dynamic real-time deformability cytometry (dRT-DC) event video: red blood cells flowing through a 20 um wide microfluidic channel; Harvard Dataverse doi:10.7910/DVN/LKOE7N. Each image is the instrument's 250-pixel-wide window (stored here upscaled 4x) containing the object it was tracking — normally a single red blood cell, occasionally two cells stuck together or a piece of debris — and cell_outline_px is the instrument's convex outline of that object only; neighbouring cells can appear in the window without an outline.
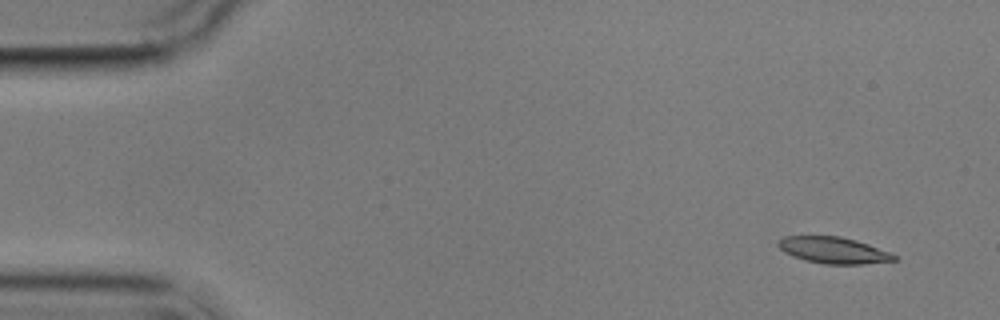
{"species": "common noctule bat (a hibernating species)", "species_latin": "Nyctalus noctula", "temperature_condition": "cold", "stored_images_in_passage": 4, "camera_frame_rate_fps": 3000, "um_per_image_px": 0.085, "animal": {"sex": "male", "body_mass_g": 17.9}, "frame": {"image": 1, "passage_image": 1, "time_ms": 0.0, "image_size_px": [1000, 320], "cell_outline_px": [[900, 260], [860, 264], [824, 264], [804, 260], [792, 256], [784, 252], [776, 244], [776, 240], [784, 236], [840, 236], [856, 240], [892, 252]], "centroid_in_image_um": [70.84, 21.27], "position_along_channel_um": 14.2, "area_um2": 18.09}}